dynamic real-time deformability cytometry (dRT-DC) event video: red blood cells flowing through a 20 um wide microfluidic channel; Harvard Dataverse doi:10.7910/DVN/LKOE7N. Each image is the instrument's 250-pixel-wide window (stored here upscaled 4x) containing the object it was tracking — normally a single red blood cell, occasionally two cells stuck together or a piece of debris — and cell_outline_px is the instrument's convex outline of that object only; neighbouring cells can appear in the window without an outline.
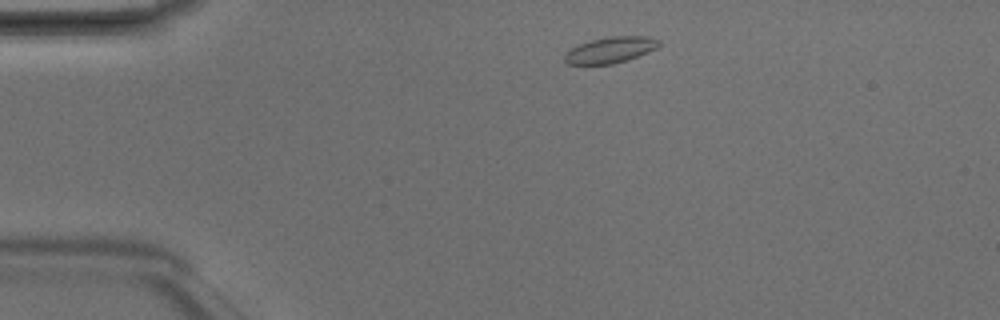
{"species": "Egyptian fruit bat (a non-hibernating species)", "species_latin": "Rousettus aegyptiacus", "temperature_condition": "room temperature", "stored_images_in_passage": 2, "camera_frame_rate_fps": 3000, "um_per_image_px": 0.085, "animal": {"sex": "male"}, "frame": {"image": 1, "passage_image": 1, "time_ms": 0.0, "image_size_px": [1000, 320], "cell_outline_px": [[660, 44], [656, 48], [648, 52], [628, 60], [612, 64], [568, 64], [564, 60], [564, 56], [572, 48], [580, 44], [592, 40], [612, 36], [648, 36], [660, 40]], "centroid_in_image_um": [51.92, 4.24], "position_along_channel_um": 33.1, "area_um2": 14.16}}